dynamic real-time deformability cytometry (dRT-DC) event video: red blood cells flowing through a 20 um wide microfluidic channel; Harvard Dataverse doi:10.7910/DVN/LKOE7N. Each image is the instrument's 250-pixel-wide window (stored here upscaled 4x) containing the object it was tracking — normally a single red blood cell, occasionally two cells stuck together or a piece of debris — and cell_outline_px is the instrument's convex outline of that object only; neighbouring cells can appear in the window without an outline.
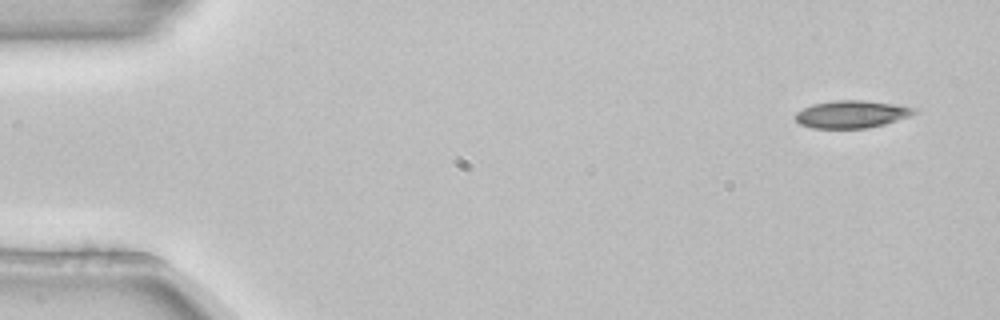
{"species": "common noctule bat (a hibernating species)", "species_latin": "Nyctalus noctula", "temperature_condition": "room temperature", "stored_images_in_passage": 4, "camera_frame_rate_fps": 3000, "um_per_image_px": 0.085, "animal": {"sex": "female", "body_mass_g": 22.7, "forearm_length_mm": 54.2}, "frame": {"image": 1, "passage_image": 1, "time_ms": 0.0, "image_size_px": [1000, 320], "cell_outline_px": [[920, 112], [884, 124], [868, 128], [812, 128], [800, 124], [792, 116], [796, 112], [812, 104], [832, 100], [864, 100], [892, 104], [916, 108]], "centroid_in_image_um": [72.35, 9.7], "position_along_channel_um": 12.7, "area_um2": 19.07}}
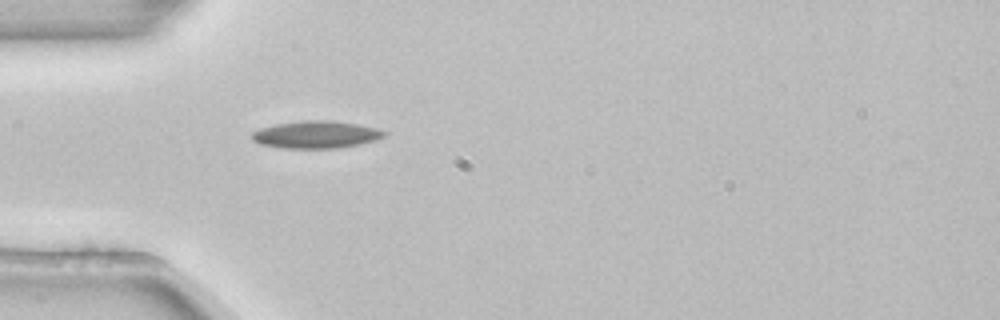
{"frame": {"image": 2, "passage_image": 4, "time_ms": 1.0, "image_size_px": [1000, 320], "cell_outline_px": [[388, 132], [384, 136], [376, 140], [360, 144], [336, 148], [284, 148], [260, 144], [252, 140], [252, 132], [260, 128], [276, 124], [304, 120], [332, 120], [356, 124], [376, 128]], "centroid_in_image_um": [26.86, 11.44], "position_along_channel_um": 58.1, "area_um2": 21.04}}